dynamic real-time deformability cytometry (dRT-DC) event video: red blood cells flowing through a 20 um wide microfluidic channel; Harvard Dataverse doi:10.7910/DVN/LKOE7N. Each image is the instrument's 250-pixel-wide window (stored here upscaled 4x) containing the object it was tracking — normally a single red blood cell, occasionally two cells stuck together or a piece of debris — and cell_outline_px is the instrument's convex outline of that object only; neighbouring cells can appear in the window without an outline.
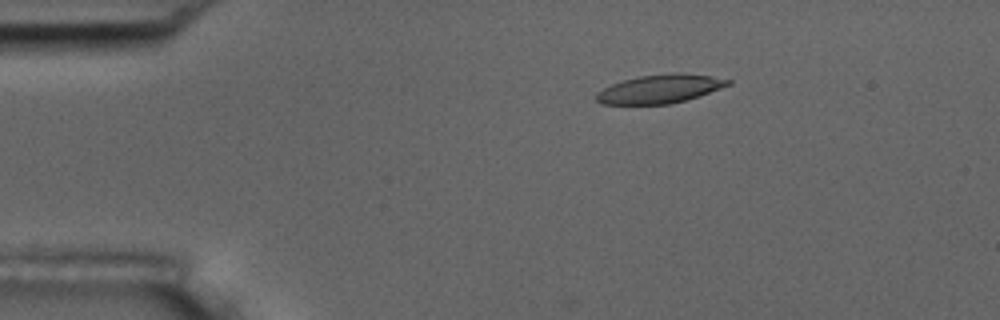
{"species": "common noctule bat (a hibernating species)", "species_latin": "Nyctalus noctula", "temperature_condition": "room temperature", "stored_images_in_passage": 6, "camera_frame_rate_fps": 3000, "um_per_image_px": 0.085, "animal": {"sex": "male", "body_mass_g": 17.5, "forearm_length_mm": 52.3}, "frame": {"image": 1, "passage_image": 3, "time_ms": 0.667, "image_size_px": [1000, 320], "cell_outline_px": [[732, 84], [700, 96], [688, 100], [668, 104], [600, 104], [596, 100], [596, 92], [612, 84], [624, 80], [640, 76], [672, 72], [680, 72], [712, 76], [732, 80]], "centroid_in_image_um": [56.13, 7.55], "position_along_channel_um": 28.9, "area_um2": 22.14}}
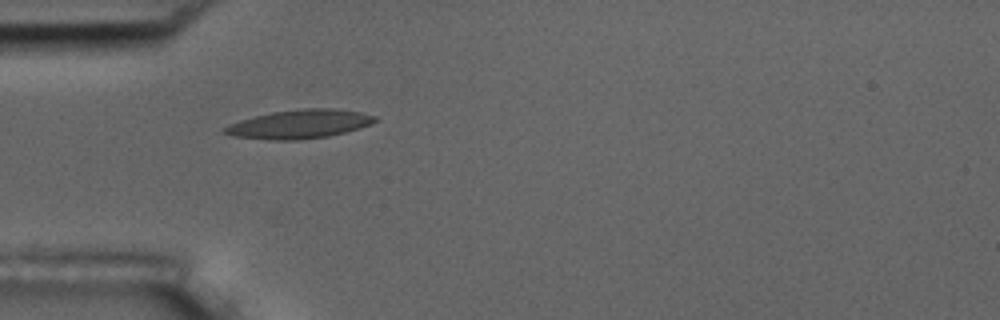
{"frame": {"image": 2, "passage_image": 5, "time_ms": 1.333, "image_size_px": [1000, 320], "cell_outline_px": [[380, 120], [372, 124], [360, 128], [328, 136], [300, 140], [272, 140], [232, 136], [220, 132], [228, 124], [240, 120], [272, 112], [304, 108], [332, 108], [360, 112], [376, 116]], "centroid_in_image_um": [25.46, 10.55], "position_along_channel_um": 59.5, "area_um2": 25.32}}